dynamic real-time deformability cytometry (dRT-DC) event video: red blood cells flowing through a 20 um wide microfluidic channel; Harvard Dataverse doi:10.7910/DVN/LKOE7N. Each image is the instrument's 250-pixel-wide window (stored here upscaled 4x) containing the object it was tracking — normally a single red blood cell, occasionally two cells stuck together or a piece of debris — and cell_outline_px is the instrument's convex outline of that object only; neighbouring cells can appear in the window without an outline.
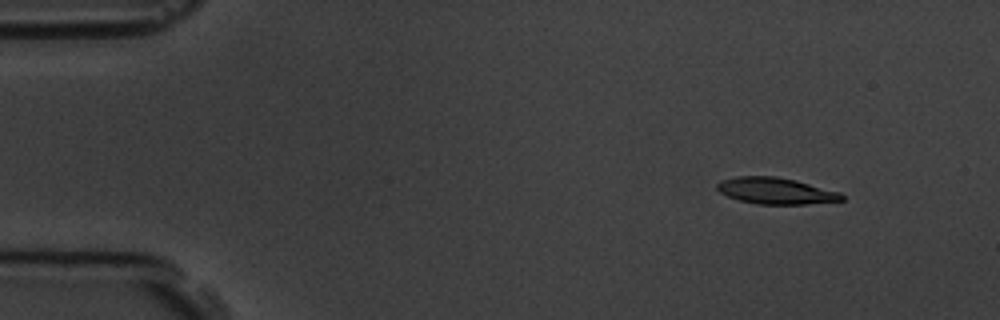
{"species": "common noctule bat (a hibernating species)", "species_latin": "Nyctalus noctula", "temperature_condition": "room temperature", "stored_images_in_passage": 4, "camera_frame_rate_fps": 3000, "um_per_image_px": 0.085, "animal": {"sex": "male", "body_mass_g": 19.5, "forearm_length_mm": 54.6}, "frame": {"image": 1, "passage_image": 1, "time_ms": 0.0, "image_size_px": [1000, 320], "cell_outline_px": [[844, 200], [808, 204], [756, 204], [740, 200], [728, 196], [720, 192], [716, 188], [716, 184], [720, 180], [736, 176], [776, 176], [796, 180], [840, 192], [844, 196]], "centroid_in_image_um": [65.93, 16.21], "position_along_channel_um": 19.1, "area_um2": 19.25}}
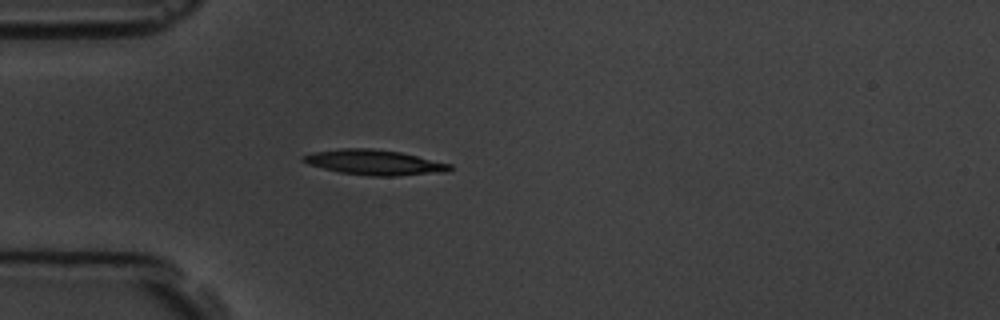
{"frame": {"image": 2, "passage_image": 4, "time_ms": 3.333, "image_size_px": [1000, 320], "cell_outline_px": [[452, 168], [444, 172], [396, 176], [368, 176], [340, 172], [308, 164], [300, 160], [300, 156], [312, 152], [340, 148], [372, 148], [400, 152], [452, 164]], "centroid_in_image_um": [31.78, 13.79], "position_along_channel_um": 53.2, "area_um2": 21.56}}